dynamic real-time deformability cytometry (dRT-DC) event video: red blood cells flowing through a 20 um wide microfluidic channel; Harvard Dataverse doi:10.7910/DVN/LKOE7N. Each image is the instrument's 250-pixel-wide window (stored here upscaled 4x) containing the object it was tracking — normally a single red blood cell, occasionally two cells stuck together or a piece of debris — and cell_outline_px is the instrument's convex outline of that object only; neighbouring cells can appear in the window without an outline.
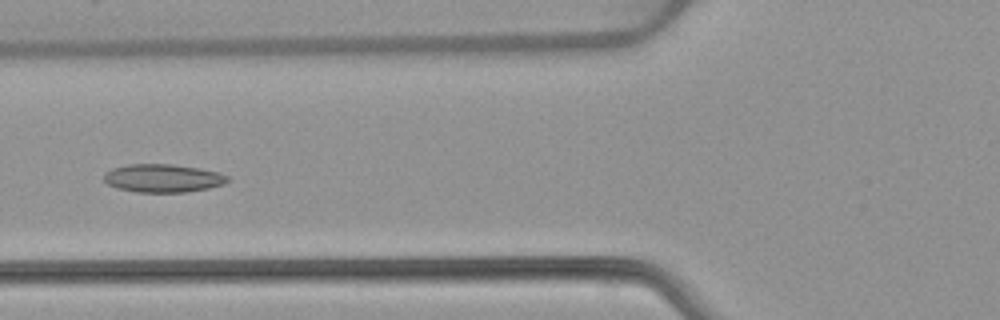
{"species": "common noctule bat (a hibernating species)", "species_latin": "Nyctalus noctula", "temperature_condition": "warm", "stored_images_in_passage": 6, "camera_frame_rate_fps": 3000, "um_per_image_px": 0.085, "animal": {"sex": "female", "body_mass_g": 22.7, "forearm_length_mm": 54.2}, "frame": {"image": 1, "passage_image": 6, "time_ms": 1.667, "image_size_px": [1000, 320], "cell_outline_px": [[228, 180], [224, 184], [208, 188], [184, 192], [136, 192], [116, 188], [108, 184], [104, 180], [104, 172], [112, 168], [128, 164], [172, 164], [200, 168], [220, 172], [228, 176]], "centroid_in_image_um": [13.83, 15.14], "position_along_channel_um": 112.0, "area_um2": 20.4}}